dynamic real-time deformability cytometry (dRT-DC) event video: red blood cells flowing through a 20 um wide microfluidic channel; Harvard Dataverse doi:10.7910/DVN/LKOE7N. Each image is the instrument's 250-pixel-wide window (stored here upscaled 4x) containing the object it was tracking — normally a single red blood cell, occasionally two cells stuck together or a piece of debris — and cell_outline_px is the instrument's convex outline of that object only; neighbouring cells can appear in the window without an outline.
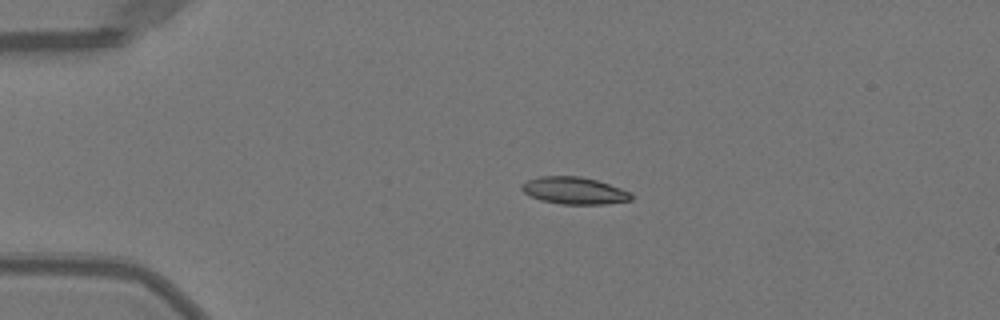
{"species": "Egyptian fruit bat (a non-hibernating species)", "species_latin": "Rousettus aegyptiacus", "temperature_condition": "warm", "stored_images_in_passage": 40, "camera_frame_rate_fps": 3000, "um_per_image_px": 0.085, "animal": {"sex": "female"}, "frame": {"image": 1, "passage_image": 1, "time_ms": 0.0, "image_size_px": [1000, 320], "cell_outline_px": [[632, 200], [604, 204], [560, 204], [540, 200], [524, 192], [520, 188], [520, 184], [528, 180], [540, 176], [580, 176], [596, 180], [632, 192]], "centroid_in_image_um": [48.8, 16.2], "position_along_channel_um": 36.2, "area_um2": 17.28}}
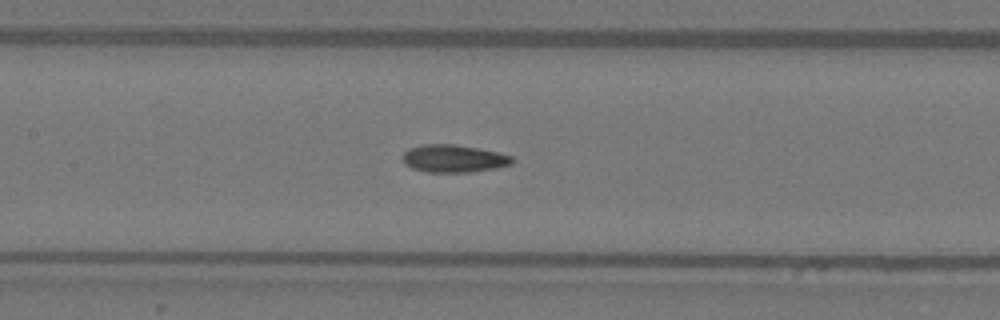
{"frame": {"image": 2, "passage_image": 14, "time_ms": 4.333, "image_size_px": [1000, 320], "cell_outline_px": [[512, 164], [492, 168], [468, 172], [424, 172], [412, 168], [404, 164], [400, 160], [400, 156], [408, 148], [424, 144], [452, 144], [476, 148], [496, 152], [512, 156]], "centroid_in_image_um": [38.45, 13.47], "position_along_channel_um": 169.0, "area_um2": 17.57}}
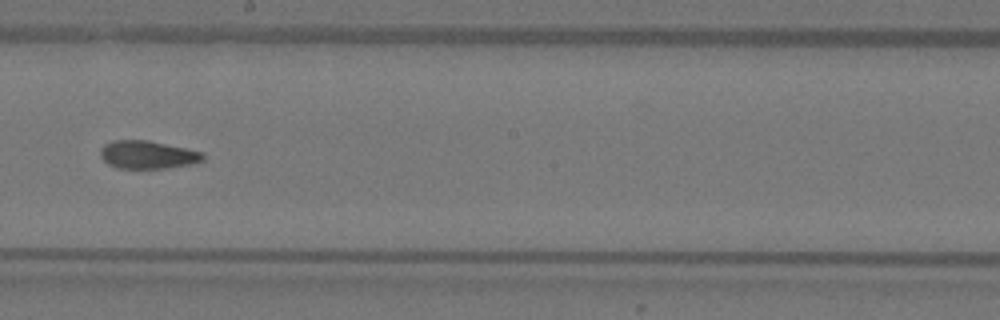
{"frame": {"image": 3, "passage_image": 19, "time_ms": 6.0, "image_size_px": [1000, 320], "cell_outline_px": [[204, 160], [196, 164], [168, 168], [116, 168], [108, 164], [100, 156], [100, 148], [104, 144], [112, 140], [148, 140], [204, 152]], "centroid_in_image_um": [12.57, 13.15], "position_along_channel_um": 235.6, "area_um2": 16.99}}